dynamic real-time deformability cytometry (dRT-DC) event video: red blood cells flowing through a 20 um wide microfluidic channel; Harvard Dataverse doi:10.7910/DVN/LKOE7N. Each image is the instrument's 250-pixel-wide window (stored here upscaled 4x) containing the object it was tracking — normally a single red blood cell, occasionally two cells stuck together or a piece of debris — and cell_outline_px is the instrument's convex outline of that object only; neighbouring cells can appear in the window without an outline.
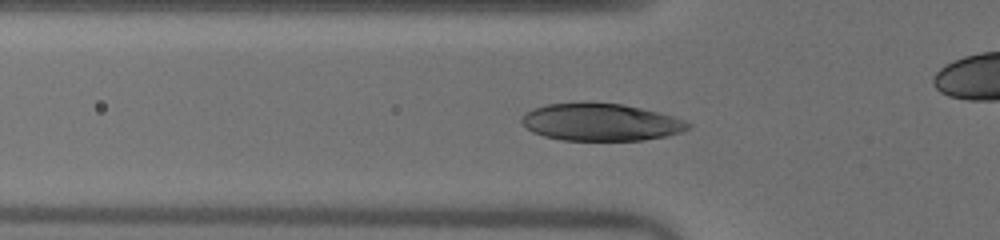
{"species": "human", "species_latin": "Homo sapiens", "temperature_condition": "warm", "stored_images_in_passage": 27, "camera_frame_rate_fps": 3000, "um_per_image_px": 0.085, "donor": {"sex": "male"}, "frame": {"image": 1, "passage_image": 2, "time_ms": 0.333, "image_size_px": [1000, 240], "cell_outline_px": [[692, 128], [668, 136], [644, 140], [560, 140], [544, 136], [532, 132], [520, 120], [520, 116], [524, 112], [532, 108], [548, 104], [620, 104], [640, 108], [672, 116], [684, 120], [692, 124]], "centroid_in_image_um": [51.06, 10.41], "position_along_channel_um": 74.7, "area_um2": 35.78}}
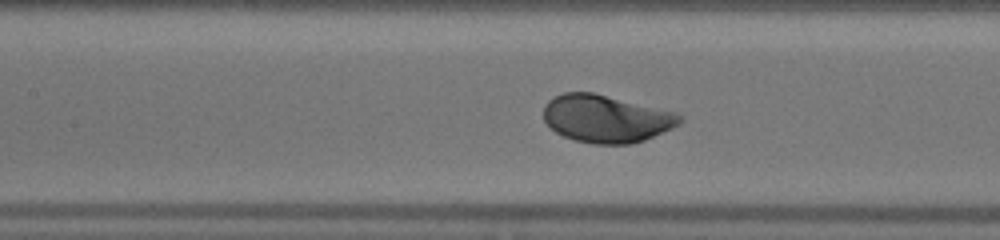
{"frame": {"image": 2, "passage_image": 8, "time_ms": 2.333, "image_size_px": [1000, 240], "cell_outline_px": [[684, 120], [680, 124], [672, 128], [644, 140], [632, 144], [592, 144], [576, 140], [564, 136], [556, 132], [544, 120], [544, 104], [548, 100], [564, 92], [592, 92], [676, 112], [684, 116]], "centroid_in_image_um": [51.54, 10.09], "position_along_channel_um": 155.9, "area_um2": 37.74}}
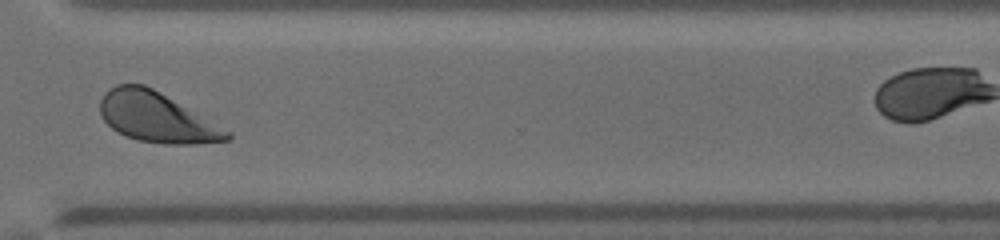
{"frame": {"image": 3, "passage_image": 23, "time_ms": 7.333, "image_size_px": [1000, 240], "cell_outline_px": [[232, 140], [192, 144], [164, 144], [140, 140], [128, 136], [112, 128], [104, 120], [100, 112], [100, 100], [104, 92], [108, 88], [116, 84], [144, 84], [152, 88], [232, 132]], "centroid_in_image_um": [13.32, 9.97], "position_along_channel_um": 357.3, "area_um2": 36.65}}